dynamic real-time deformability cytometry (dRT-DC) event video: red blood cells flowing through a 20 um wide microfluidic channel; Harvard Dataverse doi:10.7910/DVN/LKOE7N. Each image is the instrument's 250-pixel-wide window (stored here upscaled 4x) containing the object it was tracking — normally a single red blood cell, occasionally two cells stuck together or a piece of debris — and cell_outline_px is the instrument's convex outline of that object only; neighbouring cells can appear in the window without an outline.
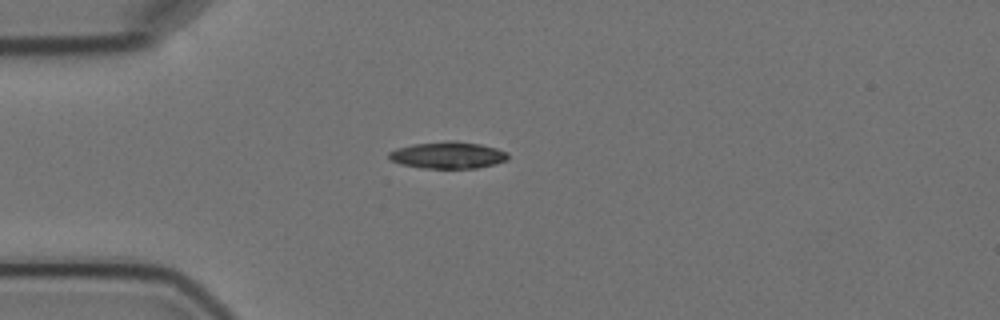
{"species": "Egyptian fruit bat (a non-hibernating species)", "species_latin": "Rousettus aegyptiacus", "temperature_condition": "cold", "stored_images_in_passage": 1, "camera_frame_rate_fps": 3000, "um_per_image_px": 0.085, "animal": {"sex": "female"}, "frame": {"image": 1, "passage_image": 1, "time_ms": 0.0, "image_size_px": [1000, 320], "cell_outline_px": [[508, 160], [496, 164], [476, 168], [424, 168], [400, 164], [392, 160], [388, 156], [388, 152], [396, 148], [416, 144], [448, 140], [456, 140], [480, 144], [496, 148], [508, 152]], "centroid_in_image_um": [38.1, 13.18], "position_along_channel_um": 46.9, "area_um2": 18.67}}